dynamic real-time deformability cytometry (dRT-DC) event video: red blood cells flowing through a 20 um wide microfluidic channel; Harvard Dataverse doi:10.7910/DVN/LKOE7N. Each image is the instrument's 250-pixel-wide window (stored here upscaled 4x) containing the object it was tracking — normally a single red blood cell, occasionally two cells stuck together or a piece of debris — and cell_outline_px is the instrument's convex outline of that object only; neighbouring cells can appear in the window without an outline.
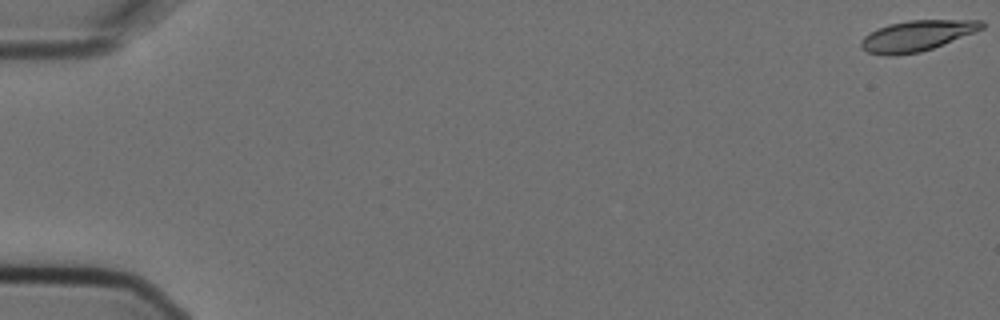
{"species": "Egyptian fruit bat (a non-hibernating species)", "species_latin": "Rousettus aegyptiacus", "temperature_condition": "cold", "stored_images_in_passage": 5, "camera_frame_rate_fps": 3000, "um_per_image_px": 0.085, "animal": {"sex": "female"}, "frame": {"image": 1, "passage_image": 1, "time_ms": 0.0, "image_size_px": [1000, 320], "cell_outline_px": [[984, 28], [976, 32], [932, 48], [920, 52], [896, 56], [884, 56], [868, 52], [860, 48], [860, 40], [864, 36], [876, 28], [888, 24], [908, 20], [984, 20]], "centroid_in_image_um": [77.9, 3.04], "position_along_channel_um": 7.1, "area_um2": 21.85}}
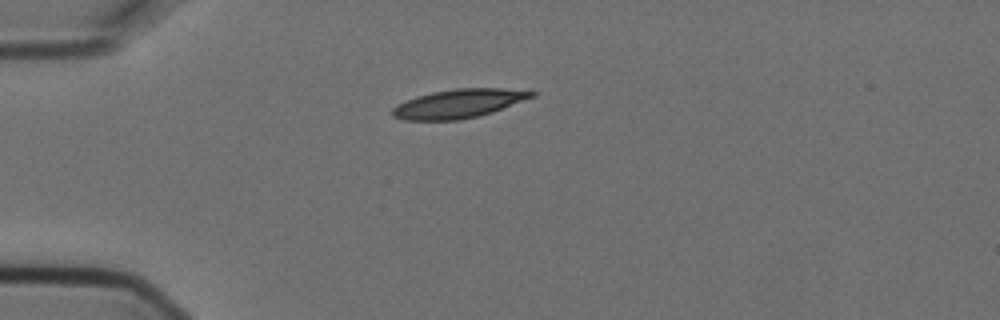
{"frame": {"image": 2, "passage_image": 5, "time_ms": 1.333, "image_size_px": [1000, 320], "cell_outline_px": [[536, 96], [492, 112], [460, 120], [404, 120], [392, 116], [392, 108], [416, 96], [432, 92], [456, 88], [532, 88], [536, 92]], "centroid_in_image_um": [39.1, 8.78], "position_along_channel_um": 45.9, "area_um2": 23.58}}